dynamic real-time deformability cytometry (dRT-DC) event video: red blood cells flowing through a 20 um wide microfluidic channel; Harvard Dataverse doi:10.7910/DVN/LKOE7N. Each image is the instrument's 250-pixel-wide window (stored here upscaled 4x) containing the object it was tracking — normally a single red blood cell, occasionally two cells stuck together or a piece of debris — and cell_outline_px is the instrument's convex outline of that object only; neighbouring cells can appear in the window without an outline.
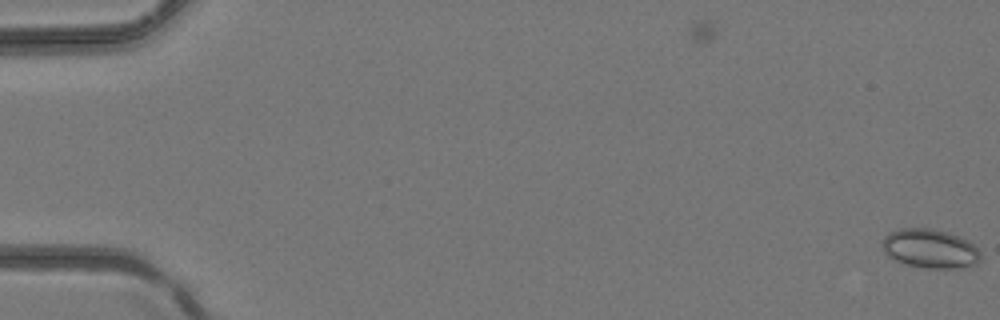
{"species": "common noctule bat (a hibernating species)", "species_latin": "Nyctalus noctula", "temperature_condition": "room temperature", "stored_images_in_passage": 4, "camera_frame_rate_fps": 3000, "um_per_image_px": 0.085, "animal": {"sex": "female", "body_mass_g": 24.6, "forearm_length_mm": 56.2}, "frame": {"image": 1, "passage_image": 4, "time_ms": 1.0, "image_size_px": [1000, 320], "cell_outline_px": [[980, 260], [976, 264], [960, 268], [928, 268], [904, 264], [888, 256], [884, 252], [880, 240], [888, 232], [900, 228], [928, 228], [960, 236], [968, 240], [980, 252]], "centroid_in_image_um": [79.01, 21.13], "position_along_channel_um": 6.0, "area_um2": 22.48}}